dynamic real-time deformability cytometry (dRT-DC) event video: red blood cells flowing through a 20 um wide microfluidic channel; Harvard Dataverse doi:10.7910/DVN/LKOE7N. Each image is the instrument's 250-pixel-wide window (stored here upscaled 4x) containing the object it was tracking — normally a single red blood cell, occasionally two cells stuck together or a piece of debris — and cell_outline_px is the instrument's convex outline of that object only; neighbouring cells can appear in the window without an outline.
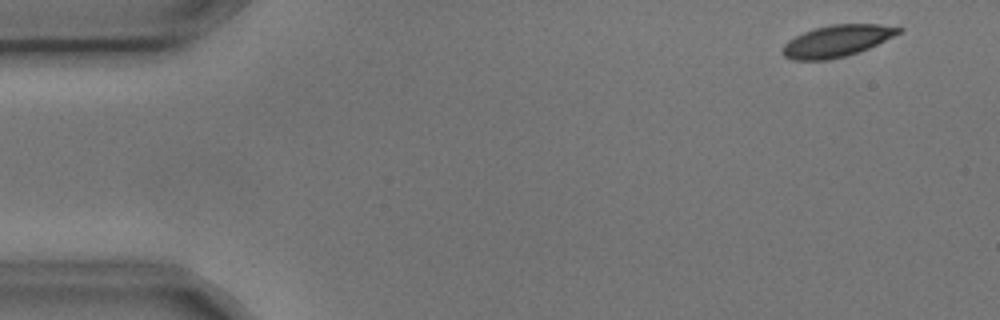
{"species": "common noctule bat (a hibernating species)", "species_latin": "Nyctalus noctula", "temperature_condition": "cold", "stored_images_in_passage": 5, "camera_frame_rate_fps": 3000, "um_per_image_px": 0.085, "animal": {"sex": "male", "body_mass_g": 17.9, "forearm_length_mm": 54.2}, "frame": {"image": 1, "passage_image": 1, "time_ms": 0.0, "image_size_px": [1000, 320], "cell_outline_px": [[904, 28], [900, 32], [868, 48], [844, 56], [824, 60], [792, 60], [784, 56], [780, 52], [784, 44], [788, 40], [804, 32], [816, 28], [832, 24], [880, 24]], "centroid_in_image_um": [71.08, 3.48], "position_along_channel_um": 13.9, "area_um2": 21.1}}
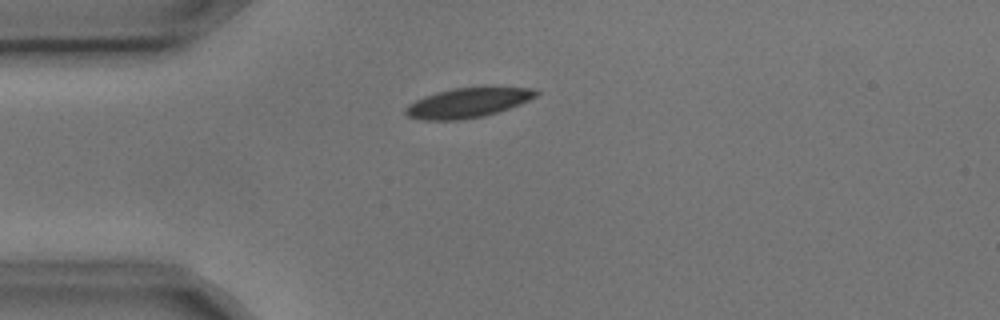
{"frame": {"image": 2, "passage_image": 4, "time_ms": 1.0, "image_size_px": [1000, 320], "cell_outline_px": [[540, 92], [536, 96], [520, 104], [484, 116], [460, 120], [424, 120], [408, 116], [404, 112], [404, 108], [408, 104], [424, 96], [436, 92], [452, 88], [480, 84], [488, 84], [532, 88]], "centroid_in_image_um": [39.8, 8.67], "position_along_channel_um": 45.2, "area_um2": 23.52}}
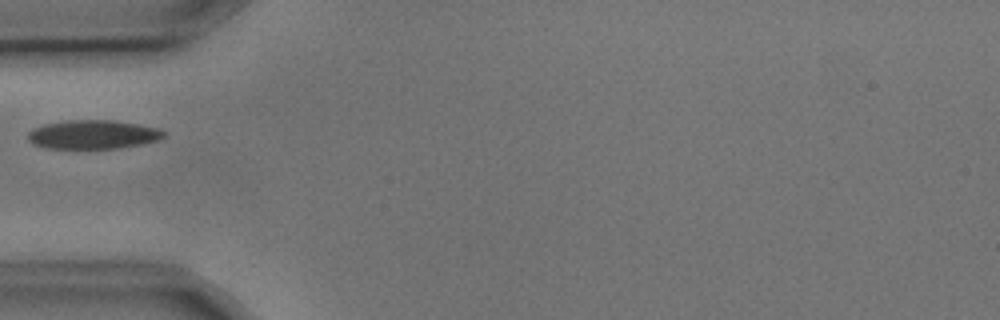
{"frame": {"image": 3, "passage_image": 5, "time_ms": 1.333, "image_size_px": [1000, 320], "cell_outline_px": [[168, 132], [160, 140], [120, 148], [44, 148], [32, 144], [28, 140], [28, 132], [44, 124], [68, 120], [112, 120], [140, 124], [160, 128]], "centroid_in_image_um": [7.95, 11.43], "position_along_channel_um": 77.0, "area_um2": 23.0}}